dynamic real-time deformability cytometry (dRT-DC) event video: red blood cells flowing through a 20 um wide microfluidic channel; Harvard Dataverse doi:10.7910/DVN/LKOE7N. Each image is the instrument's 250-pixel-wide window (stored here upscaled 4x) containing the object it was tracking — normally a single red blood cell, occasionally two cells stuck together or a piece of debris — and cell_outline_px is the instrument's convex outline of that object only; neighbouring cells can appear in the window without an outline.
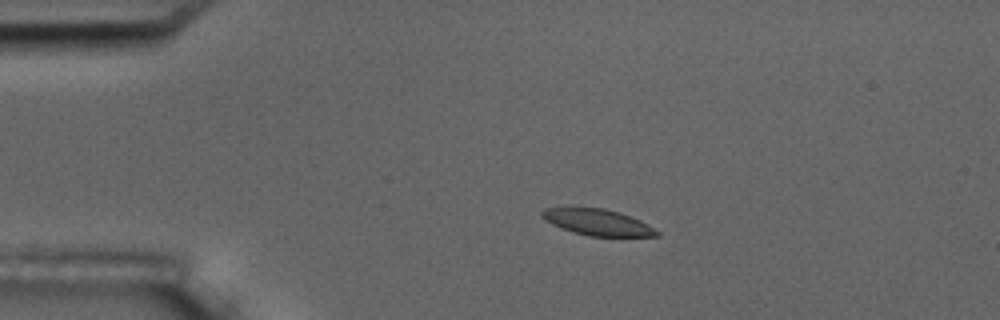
{"species": "common noctule bat (a hibernating species)", "species_latin": "Nyctalus noctula", "temperature_condition": "room temperature", "stored_images_in_passage": 7, "camera_frame_rate_fps": 3000, "um_per_image_px": 0.085, "animal": {"sex": "male", "body_mass_g": 17.5, "forearm_length_mm": 52.3}, "frame": {"image": 1, "passage_image": 4, "time_ms": 3.333, "image_size_px": [1000, 320], "cell_outline_px": [[660, 236], [588, 236], [552, 224], [544, 220], [540, 216], [540, 212], [544, 208], [604, 208], [640, 220], [648, 224], [660, 232]], "centroid_in_image_um": [50.79, 18.89], "position_along_channel_um": 34.2, "area_um2": 17.22}}